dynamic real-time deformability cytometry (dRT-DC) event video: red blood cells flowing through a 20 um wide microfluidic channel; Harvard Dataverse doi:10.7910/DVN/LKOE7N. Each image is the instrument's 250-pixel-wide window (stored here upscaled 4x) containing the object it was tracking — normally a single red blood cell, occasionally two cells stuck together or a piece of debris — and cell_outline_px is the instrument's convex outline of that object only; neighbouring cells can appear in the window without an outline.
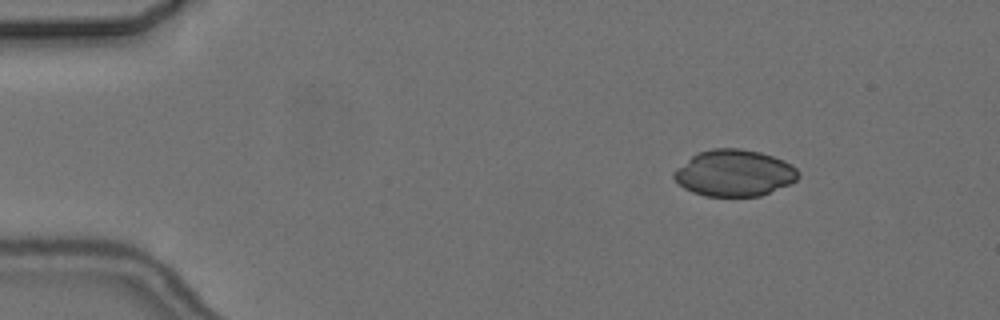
{"species": "common noctule bat (a hibernating species)", "species_latin": "Nyctalus noctula", "temperature_condition": "cold", "stored_images_in_passage": 6, "camera_frame_rate_fps": 3000, "um_per_image_px": 0.085, "animal": {"sex": "female", "body_mass_g": 24.6, "forearm_length_mm": 56.2}, "frame": {"image": 1, "passage_image": 3, "time_ms": 2.333, "image_size_px": [1000, 320], "cell_outline_px": [[800, 176], [796, 180], [788, 184], [760, 196], [704, 196], [692, 192], [684, 188], [672, 176], [672, 172], [676, 168], [692, 156], [700, 152], [712, 148], [740, 148], [760, 152], [784, 160], [792, 164], [800, 172]], "centroid_in_image_um": [62.41, 14.7], "position_along_channel_um": 22.6, "area_um2": 33.7}}